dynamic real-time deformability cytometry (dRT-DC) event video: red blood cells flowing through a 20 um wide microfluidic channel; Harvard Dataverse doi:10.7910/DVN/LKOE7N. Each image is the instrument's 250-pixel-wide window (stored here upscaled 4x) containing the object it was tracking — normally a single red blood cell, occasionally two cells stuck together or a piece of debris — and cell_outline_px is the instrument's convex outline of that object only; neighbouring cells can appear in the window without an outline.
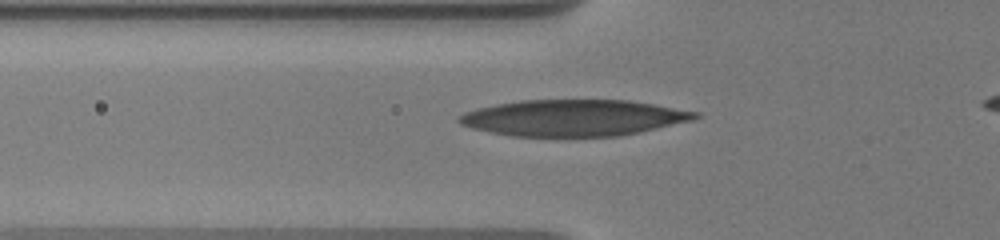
{"species": "human", "species_latin": "Homo sapiens", "temperature_condition": "warm", "stored_images_in_passage": 4, "camera_frame_rate_fps": 3000, "um_per_image_px": 0.085, "donor": {"sex": "male"}, "frame": {"image": 1, "passage_image": 2, "time_ms": 0.333, "image_size_px": [1000, 240], "cell_outline_px": [[700, 116], [692, 120], [640, 132], [620, 136], [512, 136], [472, 128], [460, 124], [456, 120], [456, 116], [464, 112], [476, 108], [496, 104], [520, 100], [628, 100], [700, 112]], "centroid_in_image_um": [48.71, 10.01], "position_along_channel_um": 77.1, "area_um2": 49.94}}
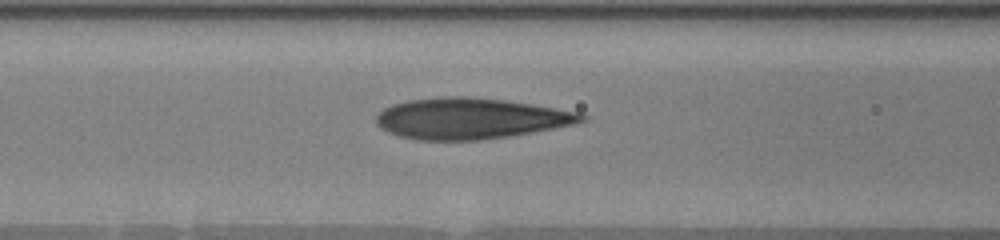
{"frame": {"image": 2, "passage_image": 4, "time_ms": 1.667, "image_size_px": [1000, 240], "cell_outline_px": [[588, 120], [572, 124], [512, 136], [480, 140], [416, 140], [400, 136], [388, 132], [380, 128], [376, 124], [376, 112], [392, 104], [408, 100], [440, 96], [468, 96], [504, 100], [532, 104], [580, 112], [588, 116]], "centroid_in_image_um": [39.95, 10.06], "position_along_channel_um": 126.6, "area_um2": 49.3}}